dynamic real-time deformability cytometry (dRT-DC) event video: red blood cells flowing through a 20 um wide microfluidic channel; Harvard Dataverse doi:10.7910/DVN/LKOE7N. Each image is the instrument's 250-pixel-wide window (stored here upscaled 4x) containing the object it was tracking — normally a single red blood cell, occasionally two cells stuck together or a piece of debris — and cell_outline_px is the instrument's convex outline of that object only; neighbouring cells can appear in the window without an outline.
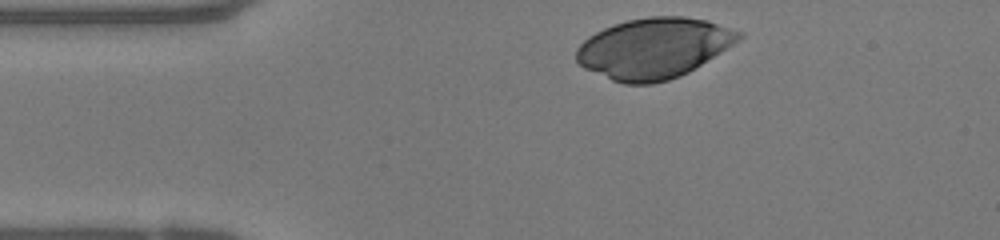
{"species": "human", "species_latin": "Homo sapiens", "temperature_condition": "warm", "stored_images_in_passage": 31, "camera_frame_rate_fps": 3000, "um_per_image_px": 0.085, "donor": {"sex": "female"}, "frame": {"image": 1, "passage_image": 1, "time_ms": 0.0, "image_size_px": [1000, 240], "cell_outline_px": [[744, 36], [740, 40], [688, 72], [680, 76], [668, 80], [652, 84], [624, 84], [612, 80], [584, 68], [576, 60], [576, 48], [588, 36], [604, 28], [628, 20], [648, 16], [684, 16], [708, 20], [744, 32]], "centroid_in_image_um": [55.58, 4.09], "position_along_channel_um": 29.4, "area_um2": 57.28}}
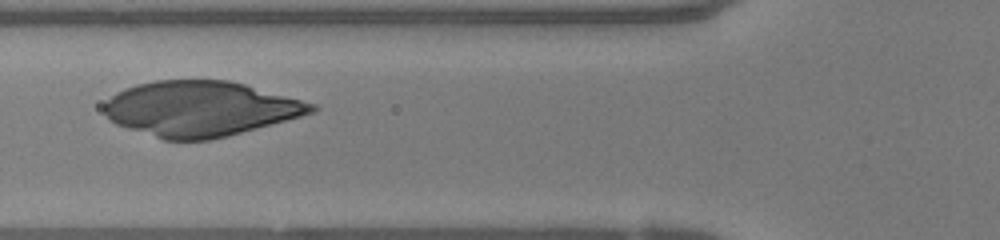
{"frame": {"image": 2, "passage_image": 10, "time_ms": 3.0, "image_size_px": [1000, 240], "cell_outline_px": [[320, 108], [312, 112], [300, 116], [228, 136], [208, 140], [164, 140], [116, 124], [108, 120], [104, 112], [104, 104], [116, 92], [124, 88], [136, 84], [156, 80], [228, 80], [244, 84], [316, 104]], "centroid_in_image_um": [16.99, 9.24], "position_along_channel_um": 108.8, "area_um2": 66.35}}
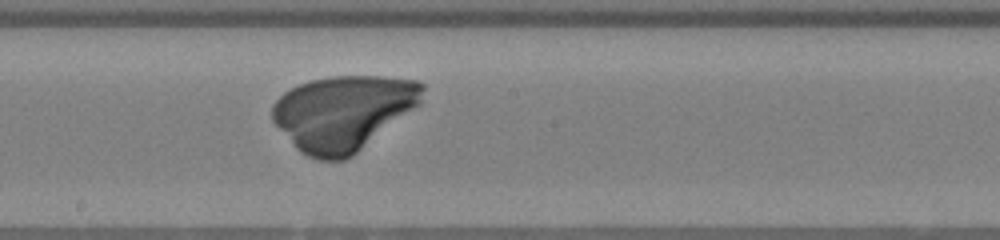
{"frame": {"image": 3, "passage_image": 18, "time_ms": 5.667, "image_size_px": [1000, 240], "cell_outline_px": [[424, 88], [420, 104], [352, 156], [344, 160], [320, 160], [308, 156], [300, 152], [296, 148], [272, 120], [272, 104], [284, 92], [300, 84], [312, 80], [332, 76], [384, 76], [420, 80], [424, 84]], "centroid_in_image_um": [29.18, 9.57], "position_along_channel_um": 219.0, "area_um2": 65.43}}